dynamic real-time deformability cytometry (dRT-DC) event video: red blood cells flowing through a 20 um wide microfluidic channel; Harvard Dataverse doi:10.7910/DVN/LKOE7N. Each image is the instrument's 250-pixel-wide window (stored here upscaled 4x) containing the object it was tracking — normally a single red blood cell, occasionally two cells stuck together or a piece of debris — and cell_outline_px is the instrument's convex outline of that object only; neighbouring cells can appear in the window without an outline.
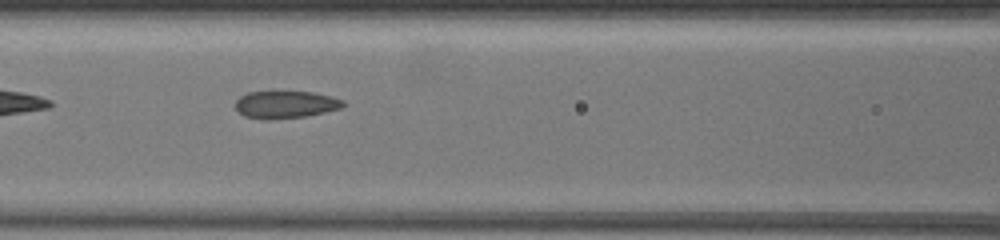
{"species": "common noctule bat (a hibernating species)", "species_latin": "Nyctalus noctula", "temperature_condition": "warm", "stored_images_in_passage": 16, "camera_frame_rate_fps": 3000, "um_per_image_px": 0.085, "animal": {"sex": "female", "body_mass_g": 19.5, "forearm_length_mm": 54.1}, "frame": {"image": 1, "passage_image": 7, "time_ms": 1.667, "image_size_px": [1000, 240], "cell_outline_px": [[344, 104], [340, 108], [324, 112], [304, 116], [268, 120], [264, 120], [244, 116], [236, 108], [236, 100], [240, 96], [248, 92], [272, 88], [312, 92], [332, 96], [344, 100]], "centroid_in_image_um": [24.22, 8.83], "position_along_channel_um": 142.4, "area_um2": 17.98}}
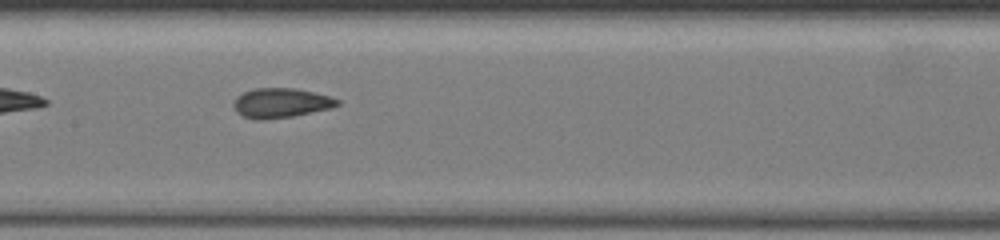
{"frame": {"image": 2, "passage_image": 15, "time_ms": 2.667, "image_size_px": [1000, 240], "cell_outline_px": [[340, 104], [328, 108], [292, 116], [264, 120], [256, 120], [244, 116], [236, 112], [232, 104], [236, 96], [252, 88], [292, 88], [312, 92], [328, 96], [340, 100]], "centroid_in_image_um": [23.8, 8.75], "position_along_channel_um": 183.6, "area_um2": 17.74}}